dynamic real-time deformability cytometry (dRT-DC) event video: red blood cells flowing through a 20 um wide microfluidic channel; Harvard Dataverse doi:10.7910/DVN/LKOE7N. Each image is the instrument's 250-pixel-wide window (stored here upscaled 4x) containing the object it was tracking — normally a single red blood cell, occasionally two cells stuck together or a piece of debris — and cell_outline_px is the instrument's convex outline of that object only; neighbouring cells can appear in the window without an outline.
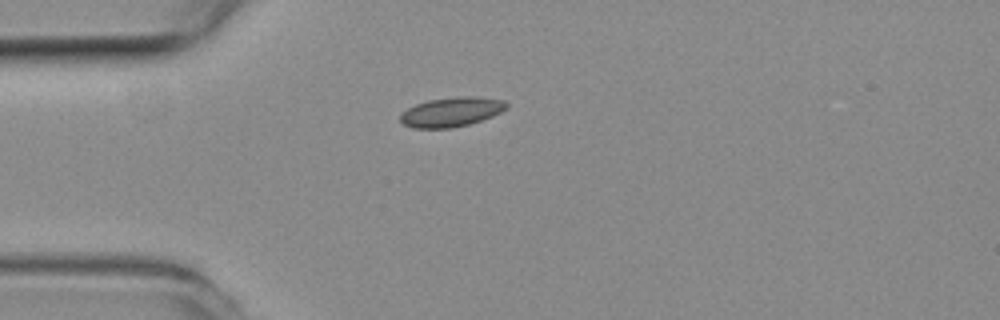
{"species": "common noctule bat (a hibernating species)", "species_latin": "Nyctalus noctula", "temperature_condition": "room temperature", "stored_images_in_passage": 14, "camera_frame_rate_fps": 3000, "um_per_image_px": 0.085, "animal": {"sex": "female", "body_mass_g": 19.3, "forearm_length_mm": 54.1}, "frame": {"image": 1, "passage_image": 1, "time_ms": 0.0, "image_size_px": [1000, 320], "cell_outline_px": [[508, 108], [492, 116], [468, 124], [448, 128], [412, 128], [404, 124], [400, 120], [400, 116], [408, 108], [416, 104], [428, 100], [456, 96], [476, 96], [504, 100], [508, 104]], "centroid_in_image_um": [38.39, 9.5], "position_along_channel_um": 46.6, "area_um2": 18.15}}
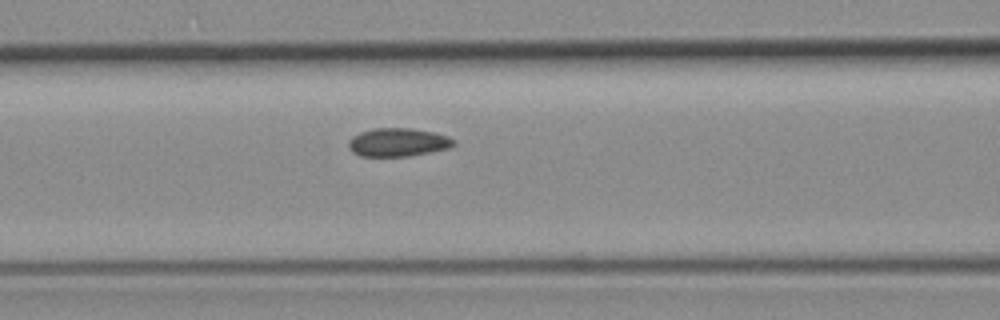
{"frame": {"image": 2, "passage_image": 9, "time_ms": 2.667, "image_size_px": [1000, 320], "cell_outline_px": [[456, 144], [448, 148], [408, 156], [360, 156], [352, 152], [348, 148], [348, 140], [352, 136], [360, 132], [376, 128], [412, 128], [432, 132], [448, 136]], "centroid_in_image_um": [33.77, 12.09], "position_along_channel_um": 132.8, "area_um2": 17.28}}
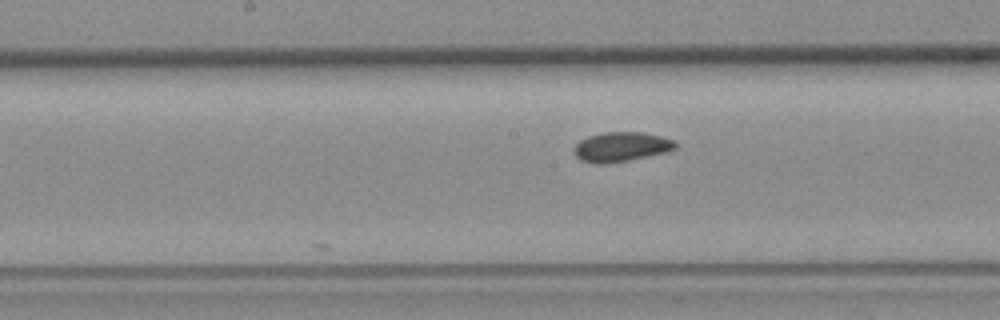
{"frame": {"image": 3, "passage_image": 14, "time_ms": 4.333, "image_size_px": [1000, 320], "cell_outline_px": [[676, 148], [668, 152], [628, 160], [600, 164], [596, 164], [580, 160], [576, 156], [572, 148], [580, 140], [588, 136], [604, 132], [640, 132], [660, 136], [672, 140], [676, 144]], "centroid_in_image_um": [52.77, 12.48], "position_along_channel_um": 195.4, "area_um2": 17.4}}